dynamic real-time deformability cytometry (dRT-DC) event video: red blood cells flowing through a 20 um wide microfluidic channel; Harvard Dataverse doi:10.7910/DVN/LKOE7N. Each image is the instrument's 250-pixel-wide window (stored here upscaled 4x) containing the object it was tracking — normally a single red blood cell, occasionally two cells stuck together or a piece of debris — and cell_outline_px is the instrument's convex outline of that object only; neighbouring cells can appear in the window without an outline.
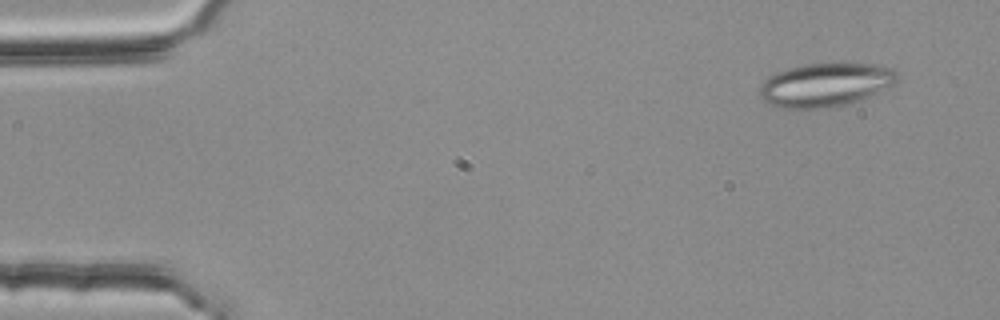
{"species": "common noctule bat (a hibernating species)", "species_latin": "Nyctalus noctula", "temperature_condition": "room temperature", "stored_images_in_passage": 54, "segment_of_instrument_passage": [1, 2], "camera_frame_rate_fps": 3000, "um_per_image_px": 0.085, "animal": {"sex": "female", "body_mass_g": 25.1}, "frame": {"image": 1, "passage_image": 4, "time_ms": 1.0, "image_size_px": [1000, 320], "cell_outline_px": [[900, 80], [896, 84], [860, 100], [844, 104], [824, 108], [780, 108], [768, 104], [760, 96], [760, 84], [768, 76], [776, 72], [788, 68], [804, 64], [840, 60], [876, 64], [892, 68], [900, 72]], "centroid_in_image_um": [70.23, 7.15], "position_along_channel_um": 14.8, "area_um2": 36.18}}